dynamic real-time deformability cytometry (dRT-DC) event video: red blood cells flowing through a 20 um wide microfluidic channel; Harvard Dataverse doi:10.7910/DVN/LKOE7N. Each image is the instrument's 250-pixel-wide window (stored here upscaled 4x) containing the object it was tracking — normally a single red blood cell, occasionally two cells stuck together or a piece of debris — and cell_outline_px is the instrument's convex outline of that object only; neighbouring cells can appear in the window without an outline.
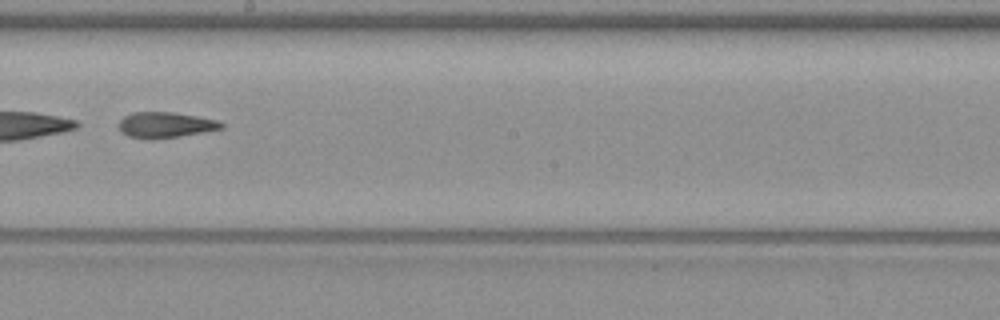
{"species": "common noctule bat (a hibernating species)", "species_latin": "Nyctalus noctula", "temperature_condition": "warm", "stored_images_in_passage": 55, "segment_of_instrument_passage": [2, 2], "camera_frame_rate_fps": 3000, "um_per_image_px": 0.085, "animal": {"sex": "female", "body_mass_g": 19.3, "forearm_length_mm": 54.1}, "frame": {"image": 1, "passage_image": 32, "time_ms": 10.333, "image_size_px": [1000, 320], "cell_outline_px": [[224, 128], [156, 140], [152, 140], [128, 136], [120, 128], [120, 120], [124, 116], [132, 112], [172, 112], [196, 116], [216, 120], [224, 124]], "centroid_in_image_um": [14.05, 10.62], "position_along_channel_um": 234.1, "area_um2": 15.2}}